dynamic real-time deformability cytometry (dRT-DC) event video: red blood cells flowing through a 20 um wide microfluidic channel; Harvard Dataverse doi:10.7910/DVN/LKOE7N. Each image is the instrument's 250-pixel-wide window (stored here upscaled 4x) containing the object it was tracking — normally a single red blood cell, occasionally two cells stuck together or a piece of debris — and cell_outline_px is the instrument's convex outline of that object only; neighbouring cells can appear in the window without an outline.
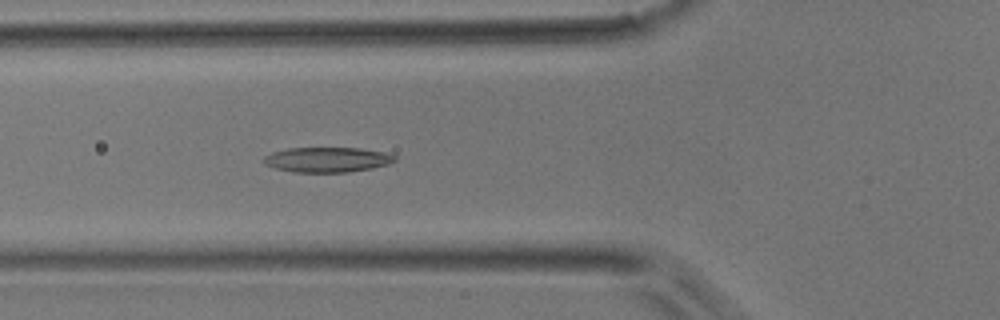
{"species": "common noctule bat (a hibernating species)", "species_latin": "Nyctalus noctula", "temperature_condition": "room temperature", "stored_images_in_passage": 41, "camera_frame_rate_fps": 3000, "um_per_image_px": 0.085, "animal": {"sex": "male", "body_mass_g": 17.9}, "frame": {"image": 1, "passage_image": 16, "time_ms": 5.0, "image_size_px": [1000, 320], "cell_outline_px": [[396, 160], [388, 164], [372, 168], [348, 172], [292, 172], [276, 168], [260, 160], [264, 156], [272, 152], [288, 148], [360, 148], [388, 152], [396, 156]], "centroid_in_image_um": [27.84, 13.56], "position_along_channel_um": 98.0, "area_um2": 19.19}}
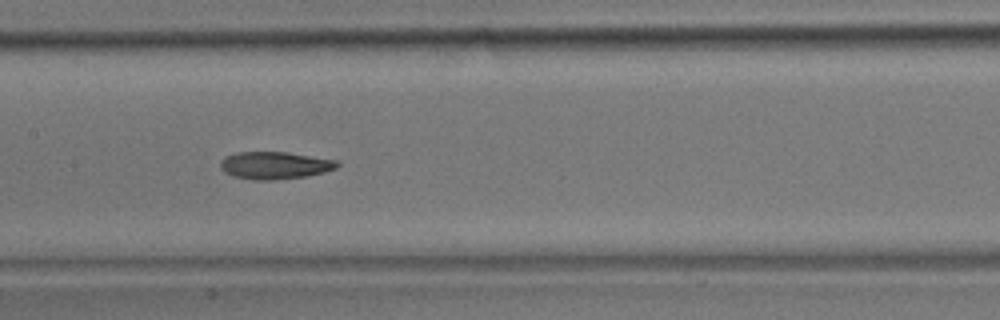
{"frame": {"image": 2, "passage_image": 22, "time_ms": 7.0, "image_size_px": [1000, 320], "cell_outline_px": [[340, 164], [336, 168], [324, 172], [308, 176], [276, 180], [252, 180], [232, 176], [224, 172], [220, 168], [220, 160], [224, 156], [236, 152], [288, 152], [336, 160]], "centroid_in_image_um": [23.32, 14.06], "position_along_channel_um": 184.1, "area_um2": 18.9}}
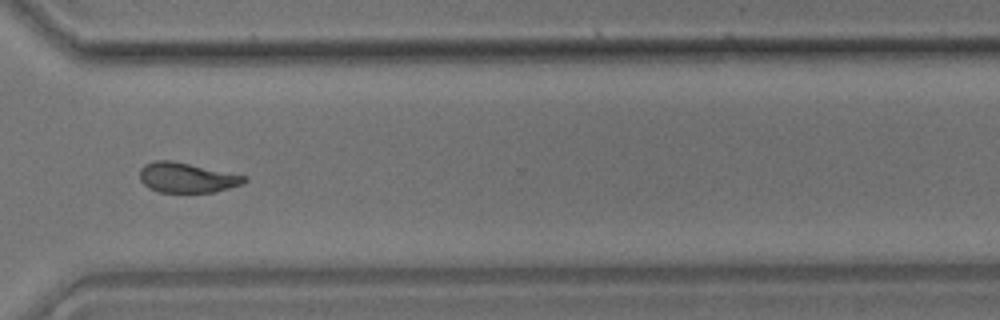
{"frame": {"image": 3, "passage_image": 34, "time_ms": 11.0, "image_size_px": [1000, 320], "cell_outline_px": [[248, 180], [244, 184], [212, 192], [160, 192], [148, 188], [140, 180], [140, 168], [144, 164], [156, 160], [172, 160], [248, 176]], "centroid_in_image_um": [15.89, 15.09], "position_along_channel_um": 354.7, "area_um2": 18.38}}